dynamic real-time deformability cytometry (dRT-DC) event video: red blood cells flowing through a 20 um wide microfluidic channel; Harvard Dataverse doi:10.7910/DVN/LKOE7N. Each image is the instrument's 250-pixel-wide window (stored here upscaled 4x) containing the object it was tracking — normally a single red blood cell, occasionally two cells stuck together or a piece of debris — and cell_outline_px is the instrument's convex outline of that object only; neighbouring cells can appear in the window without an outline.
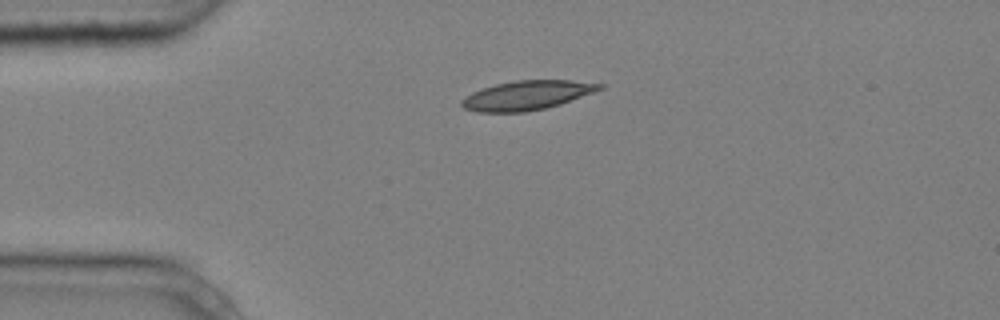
{"species": "common noctule bat (a hibernating species)", "species_latin": "Nyctalus noctula", "temperature_condition": "cold", "stored_images_in_passage": 2, "camera_frame_rate_fps": 3000, "um_per_image_px": 0.085, "animal": {"sex": "male", "body_mass_g": 20.4}, "frame": {"image": 1, "passage_image": 1, "time_ms": 0.0, "image_size_px": [1000, 320], "cell_outline_px": [[604, 88], [560, 104], [544, 108], [524, 112], [476, 112], [464, 108], [460, 104], [460, 100], [472, 92], [496, 84], [516, 80], [572, 80], [604, 84]], "centroid_in_image_um": [44.77, 8.1], "position_along_channel_um": 40.2, "area_um2": 23.35}}